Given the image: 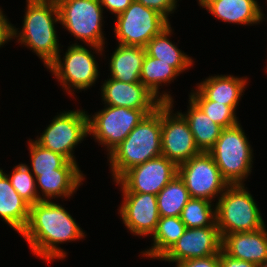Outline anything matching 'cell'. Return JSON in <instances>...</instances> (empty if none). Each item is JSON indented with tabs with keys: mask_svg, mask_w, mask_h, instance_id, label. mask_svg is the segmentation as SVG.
Segmentation results:
<instances>
[{
	"mask_svg": "<svg viewBox=\"0 0 267 267\" xmlns=\"http://www.w3.org/2000/svg\"><path fill=\"white\" fill-rule=\"evenodd\" d=\"M186 226L180 217H160L156 231L152 235L153 245L151 248L142 251V257L161 259L184 234Z\"/></svg>",
	"mask_w": 267,
	"mask_h": 267,
	"instance_id": "obj_26",
	"label": "cell"
},
{
	"mask_svg": "<svg viewBox=\"0 0 267 267\" xmlns=\"http://www.w3.org/2000/svg\"><path fill=\"white\" fill-rule=\"evenodd\" d=\"M162 155L161 105L146 115L115 150L108 162L116 182L127 170Z\"/></svg>",
	"mask_w": 267,
	"mask_h": 267,
	"instance_id": "obj_3",
	"label": "cell"
},
{
	"mask_svg": "<svg viewBox=\"0 0 267 267\" xmlns=\"http://www.w3.org/2000/svg\"><path fill=\"white\" fill-rule=\"evenodd\" d=\"M105 105L143 110L147 115L163 103L141 82L125 83L108 78L101 86Z\"/></svg>",
	"mask_w": 267,
	"mask_h": 267,
	"instance_id": "obj_16",
	"label": "cell"
},
{
	"mask_svg": "<svg viewBox=\"0 0 267 267\" xmlns=\"http://www.w3.org/2000/svg\"><path fill=\"white\" fill-rule=\"evenodd\" d=\"M28 144L31 158L30 171L34 177L42 173L55 172L68 162L64 156L42 147L35 140L29 139Z\"/></svg>",
	"mask_w": 267,
	"mask_h": 267,
	"instance_id": "obj_30",
	"label": "cell"
},
{
	"mask_svg": "<svg viewBox=\"0 0 267 267\" xmlns=\"http://www.w3.org/2000/svg\"><path fill=\"white\" fill-rule=\"evenodd\" d=\"M179 74L169 63H165L146 54L142 65L140 82L162 102L173 103L174 99L171 94L165 91L161 93L158 90L161 89L160 86H162V83L165 85L171 81L173 82Z\"/></svg>",
	"mask_w": 267,
	"mask_h": 267,
	"instance_id": "obj_24",
	"label": "cell"
},
{
	"mask_svg": "<svg viewBox=\"0 0 267 267\" xmlns=\"http://www.w3.org/2000/svg\"><path fill=\"white\" fill-rule=\"evenodd\" d=\"M173 105L170 102L161 104L162 156L178 166L201 151L197 148L187 120L180 112L173 113Z\"/></svg>",
	"mask_w": 267,
	"mask_h": 267,
	"instance_id": "obj_12",
	"label": "cell"
},
{
	"mask_svg": "<svg viewBox=\"0 0 267 267\" xmlns=\"http://www.w3.org/2000/svg\"><path fill=\"white\" fill-rule=\"evenodd\" d=\"M146 115L143 110L105 105L92 117L88 114L89 135L107 148L108 156Z\"/></svg>",
	"mask_w": 267,
	"mask_h": 267,
	"instance_id": "obj_10",
	"label": "cell"
},
{
	"mask_svg": "<svg viewBox=\"0 0 267 267\" xmlns=\"http://www.w3.org/2000/svg\"><path fill=\"white\" fill-rule=\"evenodd\" d=\"M244 184H229L216 201V224L221 238L230 233L265 227L260 209Z\"/></svg>",
	"mask_w": 267,
	"mask_h": 267,
	"instance_id": "obj_4",
	"label": "cell"
},
{
	"mask_svg": "<svg viewBox=\"0 0 267 267\" xmlns=\"http://www.w3.org/2000/svg\"><path fill=\"white\" fill-rule=\"evenodd\" d=\"M26 12L21 31L13 26V38L29 47L46 68L57 58L61 49L56 31L60 23L55 0H26Z\"/></svg>",
	"mask_w": 267,
	"mask_h": 267,
	"instance_id": "obj_2",
	"label": "cell"
},
{
	"mask_svg": "<svg viewBox=\"0 0 267 267\" xmlns=\"http://www.w3.org/2000/svg\"><path fill=\"white\" fill-rule=\"evenodd\" d=\"M176 267H221L219 255L194 258L176 263Z\"/></svg>",
	"mask_w": 267,
	"mask_h": 267,
	"instance_id": "obj_33",
	"label": "cell"
},
{
	"mask_svg": "<svg viewBox=\"0 0 267 267\" xmlns=\"http://www.w3.org/2000/svg\"><path fill=\"white\" fill-rule=\"evenodd\" d=\"M133 0H100L101 6L108 9L111 14H118L122 13L127 9V7L131 4Z\"/></svg>",
	"mask_w": 267,
	"mask_h": 267,
	"instance_id": "obj_36",
	"label": "cell"
},
{
	"mask_svg": "<svg viewBox=\"0 0 267 267\" xmlns=\"http://www.w3.org/2000/svg\"><path fill=\"white\" fill-rule=\"evenodd\" d=\"M83 110L60 112L35 140L42 147L76 162L75 147L89 135L88 114Z\"/></svg>",
	"mask_w": 267,
	"mask_h": 267,
	"instance_id": "obj_9",
	"label": "cell"
},
{
	"mask_svg": "<svg viewBox=\"0 0 267 267\" xmlns=\"http://www.w3.org/2000/svg\"><path fill=\"white\" fill-rule=\"evenodd\" d=\"M75 162L68 161L61 169L55 172L42 173L36 176V187L40 200L55 198H70L84 181V174ZM42 192V196L40 191Z\"/></svg>",
	"mask_w": 267,
	"mask_h": 267,
	"instance_id": "obj_17",
	"label": "cell"
},
{
	"mask_svg": "<svg viewBox=\"0 0 267 267\" xmlns=\"http://www.w3.org/2000/svg\"><path fill=\"white\" fill-rule=\"evenodd\" d=\"M89 46L95 52L89 51L85 45H79L77 42L71 44L62 59L59 53L57 58L47 67L69 95L74 94L73 91L76 89L77 91L87 90L95 85L97 78H99L98 62L94 54L103 55L104 48Z\"/></svg>",
	"mask_w": 267,
	"mask_h": 267,
	"instance_id": "obj_6",
	"label": "cell"
},
{
	"mask_svg": "<svg viewBox=\"0 0 267 267\" xmlns=\"http://www.w3.org/2000/svg\"><path fill=\"white\" fill-rule=\"evenodd\" d=\"M156 197L160 217H180L183 208L191 198L179 175L174 177Z\"/></svg>",
	"mask_w": 267,
	"mask_h": 267,
	"instance_id": "obj_27",
	"label": "cell"
},
{
	"mask_svg": "<svg viewBox=\"0 0 267 267\" xmlns=\"http://www.w3.org/2000/svg\"><path fill=\"white\" fill-rule=\"evenodd\" d=\"M247 77L231 75L209 76L198 88L209 100L230 106L235 112L247 85Z\"/></svg>",
	"mask_w": 267,
	"mask_h": 267,
	"instance_id": "obj_20",
	"label": "cell"
},
{
	"mask_svg": "<svg viewBox=\"0 0 267 267\" xmlns=\"http://www.w3.org/2000/svg\"><path fill=\"white\" fill-rule=\"evenodd\" d=\"M221 249L233 258L259 266L267 259L266 226L255 231L230 233L223 236Z\"/></svg>",
	"mask_w": 267,
	"mask_h": 267,
	"instance_id": "obj_18",
	"label": "cell"
},
{
	"mask_svg": "<svg viewBox=\"0 0 267 267\" xmlns=\"http://www.w3.org/2000/svg\"><path fill=\"white\" fill-rule=\"evenodd\" d=\"M249 143L242 126L238 123L222 129L220 137L209 150L208 153L228 184H244L245 179L251 174L254 154Z\"/></svg>",
	"mask_w": 267,
	"mask_h": 267,
	"instance_id": "obj_5",
	"label": "cell"
},
{
	"mask_svg": "<svg viewBox=\"0 0 267 267\" xmlns=\"http://www.w3.org/2000/svg\"><path fill=\"white\" fill-rule=\"evenodd\" d=\"M258 267H267V259L262 262Z\"/></svg>",
	"mask_w": 267,
	"mask_h": 267,
	"instance_id": "obj_37",
	"label": "cell"
},
{
	"mask_svg": "<svg viewBox=\"0 0 267 267\" xmlns=\"http://www.w3.org/2000/svg\"><path fill=\"white\" fill-rule=\"evenodd\" d=\"M61 25L76 40L105 48L103 7L100 0H55Z\"/></svg>",
	"mask_w": 267,
	"mask_h": 267,
	"instance_id": "obj_7",
	"label": "cell"
},
{
	"mask_svg": "<svg viewBox=\"0 0 267 267\" xmlns=\"http://www.w3.org/2000/svg\"><path fill=\"white\" fill-rule=\"evenodd\" d=\"M189 97L204 111L213 122L224 128L239 123L236 112L228 105L209 100L198 88Z\"/></svg>",
	"mask_w": 267,
	"mask_h": 267,
	"instance_id": "obj_29",
	"label": "cell"
},
{
	"mask_svg": "<svg viewBox=\"0 0 267 267\" xmlns=\"http://www.w3.org/2000/svg\"><path fill=\"white\" fill-rule=\"evenodd\" d=\"M177 175L178 166L161 155L127 170L116 185L122 192L157 195Z\"/></svg>",
	"mask_w": 267,
	"mask_h": 267,
	"instance_id": "obj_13",
	"label": "cell"
},
{
	"mask_svg": "<svg viewBox=\"0 0 267 267\" xmlns=\"http://www.w3.org/2000/svg\"><path fill=\"white\" fill-rule=\"evenodd\" d=\"M145 55V47L118 44L109 62L110 78L125 83L140 82Z\"/></svg>",
	"mask_w": 267,
	"mask_h": 267,
	"instance_id": "obj_22",
	"label": "cell"
},
{
	"mask_svg": "<svg viewBox=\"0 0 267 267\" xmlns=\"http://www.w3.org/2000/svg\"><path fill=\"white\" fill-rule=\"evenodd\" d=\"M30 205L19 196L9 178L0 168V218L17 233L25 229L29 219Z\"/></svg>",
	"mask_w": 267,
	"mask_h": 267,
	"instance_id": "obj_21",
	"label": "cell"
},
{
	"mask_svg": "<svg viewBox=\"0 0 267 267\" xmlns=\"http://www.w3.org/2000/svg\"><path fill=\"white\" fill-rule=\"evenodd\" d=\"M172 32L171 24L166 27L160 34L155 35L145 46L148 56L169 63L180 74L193 65V58L182 52L177 45L169 39Z\"/></svg>",
	"mask_w": 267,
	"mask_h": 267,
	"instance_id": "obj_25",
	"label": "cell"
},
{
	"mask_svg": "<svg viewBox=\"0 0 267 267\" xmlns=\"http://www.w3.org/2000/svg\"><path fill=\"white\" fill-rule=\"evenodd\" d=\"M258 3L257 0H202L199 6L226 23L246 26L264 21Z\"/></svg>",
	"mask_w": 267,
	"mask_h": 267,
	"instance_id": "obj_19",
	"label": "cell"
},
{
	"mask_svg": "<svg viewBox=\"0 0 267 267\" xmlns=\"http://www.w3.org/2000/svg\"><path fill=\"white\" fill-rule=\"evenodd\" d=\"M188 103L187 113H180L189 124L197 148L201 152H209L223 128L213 122L190 97Z\"/></svg>",
	"mask_w": 267,
	"mask_h": 267,
	"instance_id": "obj_23",
	"label": "cell"
},
{
	"mask_svg": "<svg viewBox=\"0 0 267 267\" xmlns=\"http://www.w3.org/2000/svg\"><path fill=\"white\" fill-rule=\"evenodd\" d=\"M221 267H258L252 262L233 258L227 255L222 249L219 253Z\"/></svg>",
	"mask_w": 267,
	"mask_h": 267,
	"instance_id": "obj_35",
	"label": "cell"
},
{
	"mask_svg": "<svg viewBox=\"0 0 267 267\" xmlns=\"http://www.w3.org/2000/svg\"><path fill=\"white\" fill-rule=\"evenodd\" d=\"M122 196L118 212L124 226L135 236H152L160 218L156 195L122 192Z\"/></svg>",
	"mask_w": 267,
	"mask_h": 267,
	"instance_id": "obj_14",
	"label": "cell"
},
{
	"mask_svg": "<svg viewBox=\"0 0 267 267\" xmlns=\"http://www.w3.org/2000/svg\"><path fill=\"white\" fill-rule=\"evenodd\" d=\"M0 8V48L13 39V24L7 19Z\"/></svg>",
	"mask_w": 267,
	"mask_h": 267,
	"instance_id": "obj_34",
	"label": "cell"
},
{
	"mask_svg": "<svg viewBox=\"0 0 267 267\" xmlns=\"http://www.w3.org/2000/svg\"><path fill=\"white\" fill-rule=\"evenodd\" d=\"M114 33L118 44L145 47L170 25V21L154 9L133 0L116 16Z\"/></svg>",
	"mask_w": 267,
	"mask_h": 267,
	"instance_id": "obj_8",
	"label": "cell"
},
{
	"mask_svg": "<svg viewBox=\"0 0 267 267\" xmlns=\"http://www.w3.org/2000/svg\"><path fill=\"white\" fill-rule=\"evenodd\" d=\"M145 7L151 8L159 12L169 20V15L177 9V0H136Z\"/></svg>",
	"mask_w": 267,
	"mask_h": 267,
	"instance_id": "obj_32",
	"label": "cell"
},
{
	"mask_svg": "<svg viewBox=\"0 0 267 267\" xmlns=\"http://www.w3.org/2000/svg\"><path fill=\"white\" fill-rule=\"evenodd\" d=\"M181 221L186 228L217 226L214 204L203 198H190L183 208Z\"/></svg>",
	"mask_w": 267,
	"mask_h": 267,
	"instance_id": "obj_28",
	"label": "cell"
},
{
	"mask_svg": "<svg viewBox=\"0 0 267 267\" xmlns=\"http://www.w3.org/2000/svg\"><path fill=\"white\" fill-rule=\"evenodd\" d=\"M178 175L184 181L191 198L213 202L229 185L208 152H200L189 161L178 165Z\"/></svg>",
	"mask_w": 267,
	"mask_h": 267,
	"instance_id": "obj_11",
	"label": "cell"
},
{
	"mask_svg": "<svg viewBox=\"0 0 267 267\" xmlns=\"http://www.w3.org/2000/svg\"><path fill=\"white\" fill-rule=\"evenodd\" d=\"M13 168L10 174L3 173L9 178L11 185L19 196L30 206L41 201L38 196L35 177L31 173L29 166L21 163Z\"/></svg>",
	"mask_w": 267,
	"mask_h": 267,
	"instance_id": "obj_31",
	"label": "cell"
},
{
	"mask_svg": "<svg viewBox=\"0 0 267 267\" xmlns=\"http://www.w3.org/2000/svg\"><path fill=\"white\" fill-rule=\"evenodd\" d=\"M221 245L222 238L217 226L186 228L184 234L160 260L178 263L219 255Z\"/></svg>",
	"mask_w": 267,
	"mask_h": 267,
	"instance_id": "obj_15",
	"label": "cell"
},
{
	"mask_svg": "<svg viewBox=\"0 0 267 267\" xmlns=\"http://www.w3.org/2000/svg\"><path fill=\"white\" fill-rule=\"evenodd\" d=\"M20 235L34 255L48 262L66 258L67 253L59 244L86 237L69 212L52 200H41L30 206L28 223Z\"/></svg>",
	"mask_w": 267,
	"mask_h": 267,
	"instance_id": "obj_1",
	"label": "cell"
}]
</instances>
